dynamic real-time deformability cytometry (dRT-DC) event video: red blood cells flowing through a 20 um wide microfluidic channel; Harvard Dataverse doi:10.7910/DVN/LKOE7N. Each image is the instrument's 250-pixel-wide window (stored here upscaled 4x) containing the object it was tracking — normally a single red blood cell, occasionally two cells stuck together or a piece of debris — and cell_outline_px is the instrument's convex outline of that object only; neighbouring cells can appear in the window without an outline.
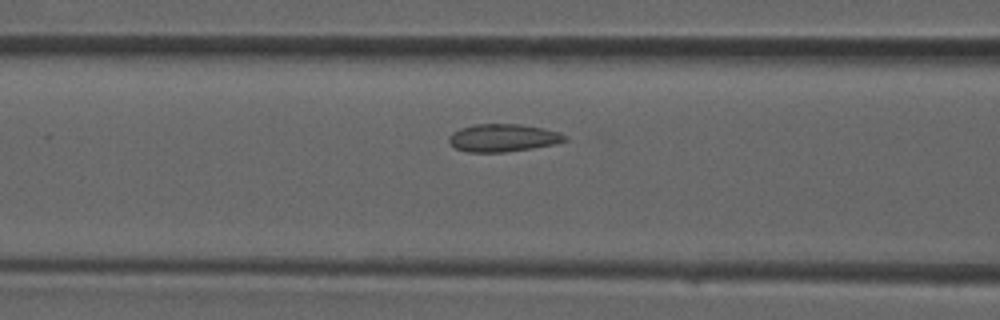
{"species": "common noctule bat (a hibernating species)", "species_latin": "Nyctalus noctula", "temperature_condition": "room temperature", "stored_images_in_passage": 31, "camera_frame_rate_fps": 3000, "um_per_image_px": 0.085, "animal": {"sex": "male", "forearm_length_mm": 52.5}, "frame": {"image": 1, "passage_image": 10, "time_ms": 3.0, "image_size_px": [1000, 320], "cell_outline_px": [[568, 140], [552, 144], [532, 148], [504, 152], [468, 152], [456, 148], [448, 144], [448, 136], [452, 132], [460, 128], [476, 124], [520, 124], [544, 128], [560, 132], [568, 136]], "centroid_in_image_um": [42.74, 11.71], "position_along_channel_um": 123.9, "area_um2": 18.84}}
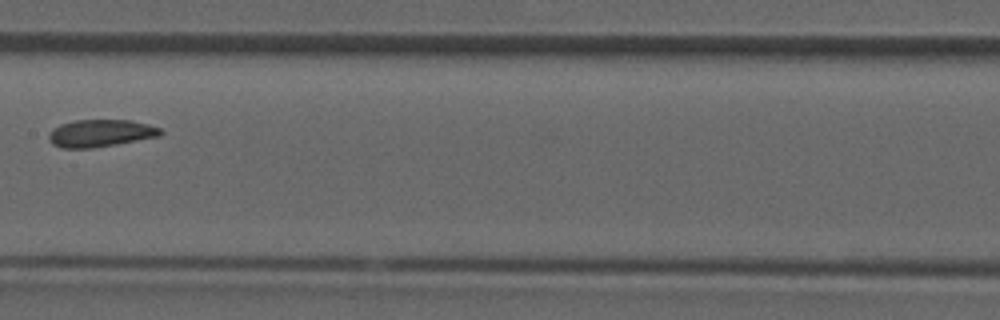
{"frame": {"image": 2, "passage_image": 14, "time_ms": 4.333, "image_size_px": [1000, 320], "cell_outline_px": [[164, 132], [160, 136], [116, 144], [92, 148], [60, 148], [52, 144], [48, 140], [48, 136], [60, 124], [76, 120], [132, 120], [148, 124], [160, 128]], "centroid_in_image_um": [8.56, 11.32], "position_along_channel_um": 198.8, "area_um2": 17.74}}
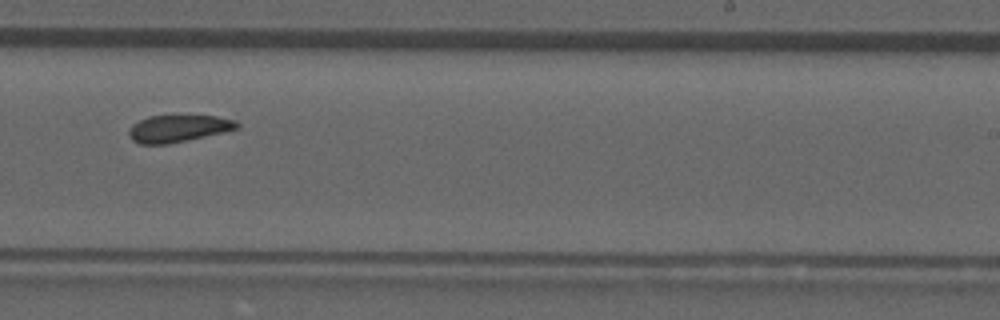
{"frame": {"image": 3, "passage_image": 18, "time_ms": 5.667, "image_size_px": [1000, 320], "cell_outline_px": [[240, 128], [224, 132], [168, 144], [140, 144], [132, 140], [128, 132], [132, 124], [148, 116], [180, 112], [184, 112], [216, 116], [236, 120], [240, 124]], "centroid_in_image_um": [15.19, 10.85], "position_along_channel_um": 273.8, "area_um2": 18.03}}